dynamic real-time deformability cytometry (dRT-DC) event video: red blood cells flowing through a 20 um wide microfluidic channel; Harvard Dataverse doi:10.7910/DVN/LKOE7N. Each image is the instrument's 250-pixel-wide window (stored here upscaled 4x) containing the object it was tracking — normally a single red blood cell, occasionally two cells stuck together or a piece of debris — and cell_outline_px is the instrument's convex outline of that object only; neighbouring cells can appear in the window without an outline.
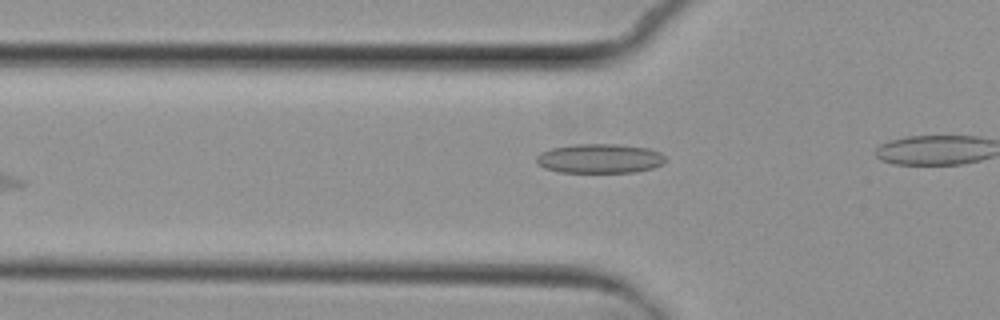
{"species": "common noctule bat (a hibernating species)", "species_latin": "Nyctalus noctula", "temperature_condition": "cold", "stored_images_in_passage": 6, "camera_frame_rate_fps": 3000, "um_per_image_px": 0.085, "animal": {"sex": "female", "body_mass_g": 29.2, "forearm_length_mm": 56.3}, "frame": {"image": 1, "passage_image": 5, "time_ms": 5.667, "image_size_px": [1000, 320], "cell_outline_px": [[668, 160], [664, 164], [652, 168], [636, 172], [560, 172], [544, 168], [536, 160], [536, 156], [540, 152], [552, 148], [576, 144], [616, 144], [648, 148], [660, 152]], "centroid_in_image_um": [51.01, 13.47], "position_along_channel_um": 74.8, "area_um2": 22.14}}